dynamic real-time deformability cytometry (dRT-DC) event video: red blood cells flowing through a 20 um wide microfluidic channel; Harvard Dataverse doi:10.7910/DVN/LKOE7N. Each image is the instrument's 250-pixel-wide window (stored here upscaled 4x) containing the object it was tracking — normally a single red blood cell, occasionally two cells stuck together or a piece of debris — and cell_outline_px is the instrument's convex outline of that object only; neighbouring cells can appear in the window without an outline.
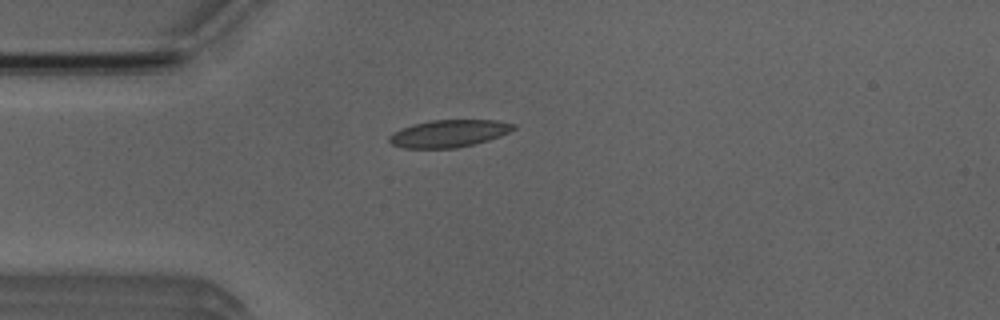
{"species": "Egyptian fruit bat (a non-hibernating species)", "species_latin": "Rousettus aegyptiacus", "temperature_condition": "room temperature", "stored_images_in_passage": 41, "camera_frame_rate_fps": 3000, "um_per_image_px": 0.085, "animal": {"sex": "male"}, "frame": {"image": 1, "passage_image": 2, "time_ms": 0.333, "image_size_px": [1000, 320], "cell_outline_px": [[516, 128], [500, 136], [488, 140], [456, 148], [404, 148], [392, 144], [388, 140], [388, 136], [392, 132], [412, 124], [432, 120], [496, 120], [516, 124]], "centroid_in_image_um": [38.13, 11.34], "position_along_channel_um": 46.9, "area_um2": 19.77}}
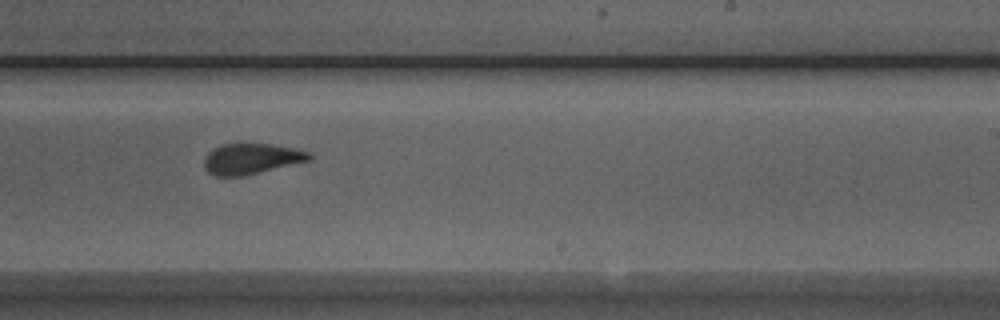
{"frame": {"image": 2, "passage_image": 20, "time_ms": 6.333, "image_size_px": [1000, 320], "cell_outline_px": [[312, 160], [244, 176], [216, 176], [208, 172], [204, 168], [204, 160], [208, 152], [212, 148], [220, 144], [272, 144], [292, 148], [308, 152], [312, 156]], "centroid_in_image_um": [21.34, 13.5], "position_along_channel_um": 267.7, "area_um2": 18.84}}
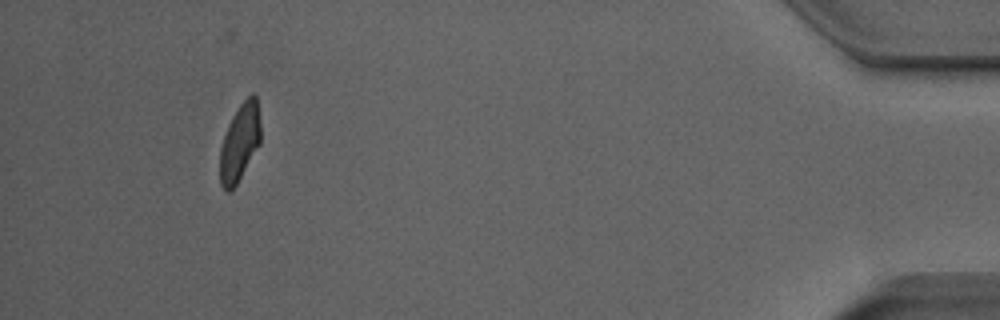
{"frame": {"image": 3, "passage_image": 37, "time_ms": 12.0, "image_size_px": [1000, 320], "cell_outline_px": [[260, 144], [236, 184], [228, 192], [220, 184], [220, 148], [228, 124], [232, 116], [240, 104], [252, 92], [256, 96], [260, 124]], "centroid_in_image_um": [20.38, 12.09], "position_along_channel_um": 414.8, "area_um2": 18.09}, "authors_computed_cell_mechanics": {"area_um2": 19.363, "velocity_mm_per_s": 3.8981, "shape_relaxation_time_tau1_ms": 7.4197, "shape_relaxation_time_tau2_ms": 1.3476, "deformation_change_tau1": 0.1925, "deformation_change_tau2": 0.0825}}